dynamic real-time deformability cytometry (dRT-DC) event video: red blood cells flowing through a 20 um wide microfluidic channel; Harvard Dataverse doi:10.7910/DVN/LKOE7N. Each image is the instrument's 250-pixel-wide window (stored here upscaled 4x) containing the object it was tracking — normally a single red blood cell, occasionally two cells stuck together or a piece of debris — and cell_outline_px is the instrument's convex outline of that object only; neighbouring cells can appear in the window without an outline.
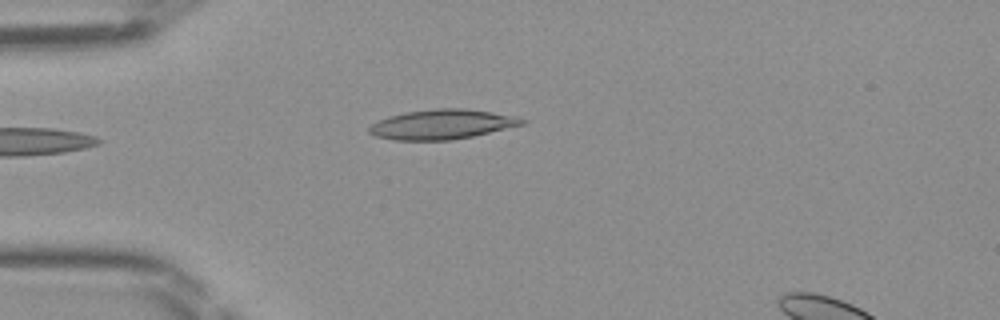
{"species": "Egyptian fruit bat (a non-hibernating species)", "species_latin": "Rousettus aegyptiacus", "temperature_condition": "room temperature", "stored_images_in_passage": 33, "camera_frame_rate_fps": 3000, "um_per_image_px": 0.085, "frame": {"image": 1, "passage_image": 1, "time_ms": 0.0, "image_size_px": [1000, 320], "cell_outline_px": [[528, 120], [524, 124], [472, 136], [452, 140], [392, 140], [376, 136], [368, 132], [368, 128], [372, 124], [388, 116], [404, 112], [436, 108], [464, 108], [492, 112], [516, 116]], "centroid_in_image_um": [37.56, 10.56], "position_along_channel_um": 47.4, "area_um2": 26.47}}
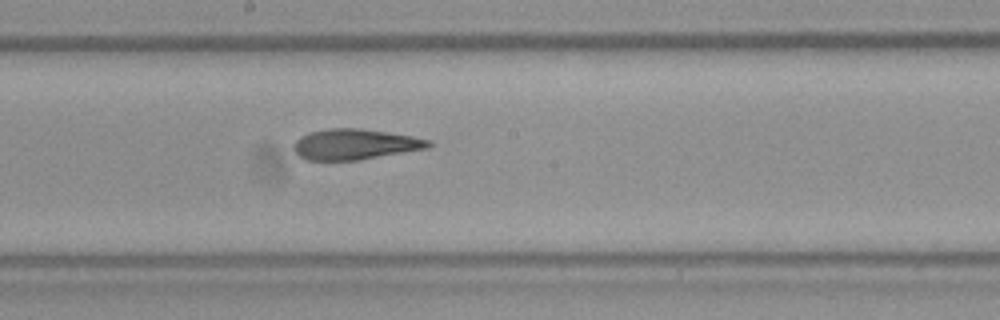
{"frame": {"image": 2, "passage_image": 14, "time_ms": 4.333, "image_size_px": [1000, 320], "cell_outline_px": [[436, 144], [428, 148], [360, 160], [304, 160], [292, 148], [292, 144], [300, 136], [308, 132], [328, 128], [360, 128], [388, 132], [412, 136], [432, 140]], "centroid_in_image_um": [30.18, 12.26], "position_along_channel_um": 218.0, "area_um2": 24.39}}
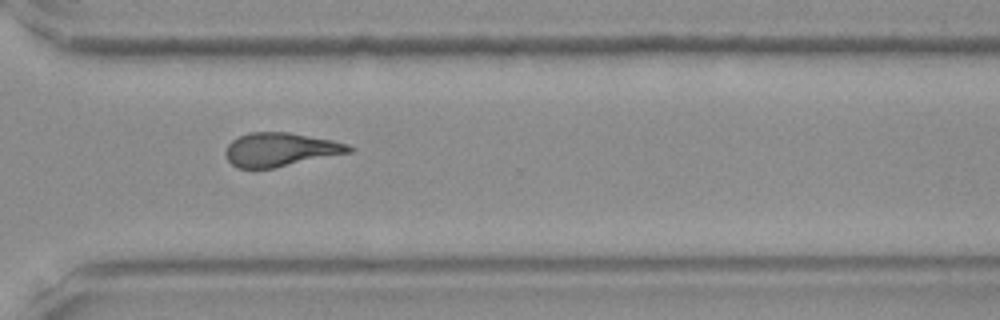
{"frame": {"image": 3, "passage_image": 23, "time_ms": 7.333, "image_size_px": [1000, 320], "cell_outline_px": [[356, 148], [352, 152], [276, 168], [236, 168], [228, 160], [224, 152], [228, 144], [232, 140], [248, 132], [288, 132], [332, 140], [348, 144]], "centroid_in_image_um": [23.85, 12.72], "position_along_channel_um": 346.8, "area_um2": 24.39}}